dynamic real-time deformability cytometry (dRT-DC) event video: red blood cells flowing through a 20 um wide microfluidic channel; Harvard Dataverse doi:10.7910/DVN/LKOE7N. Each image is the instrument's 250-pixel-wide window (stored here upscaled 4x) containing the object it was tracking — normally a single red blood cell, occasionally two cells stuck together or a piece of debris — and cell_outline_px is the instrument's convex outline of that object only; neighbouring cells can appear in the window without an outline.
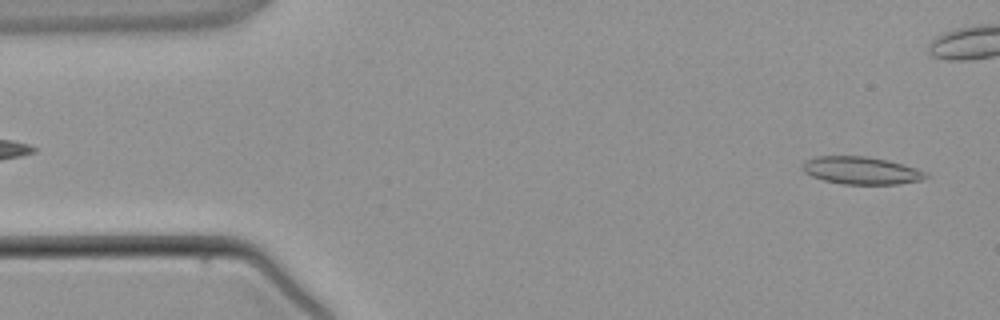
{"species": "common noctule bat (a hibernating species)", "species_latin": "Nyctalus noctula", "temperature_condition": "warm", "stored_images_in_passage": 5, "segment_of_instrument_passage": [2, 2], "camera_frame_rate_fps": 3000, "um_per_image_px": 0.085, "animal": {"sex": "male", "body_mass_g": 21.5, "forearm_length_mm": 52.0}, "frame": {"image": 1, "passage_image": 5, "time_ms": 5.667, "image_size_px": [1000, 320], "cell_outline_px": [[928, 176], [920, 180], [900, 184], [844, 184], [824, 180], [812, 176], [804, 172], [804, 160], [816, 156], [868, 156], [888, 160], [904, 164], [928, 172]], "centroid_in_image_um": [73.24, 14.48], "position_along_channel_um": 11.8, "area_um2": 19.83}}